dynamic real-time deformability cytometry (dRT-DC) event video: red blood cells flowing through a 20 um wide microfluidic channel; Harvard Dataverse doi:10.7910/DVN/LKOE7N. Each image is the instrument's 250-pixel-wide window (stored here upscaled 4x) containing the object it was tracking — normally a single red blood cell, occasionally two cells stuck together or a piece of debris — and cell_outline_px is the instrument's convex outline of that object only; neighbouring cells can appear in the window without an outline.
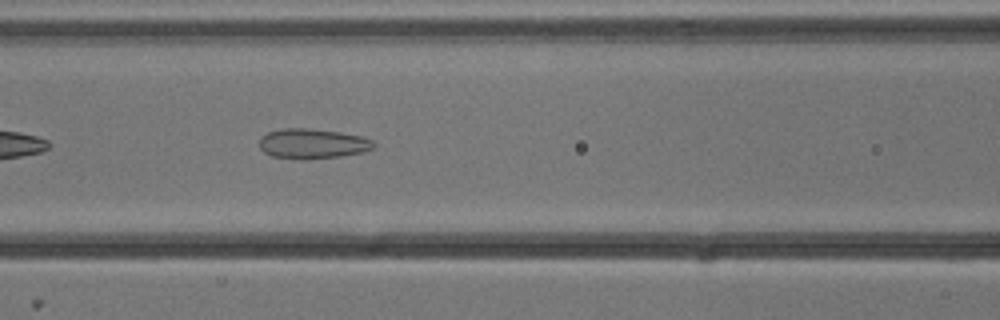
{"species": "common noctule bat (a hibernating species)", "species_latin": "Nyctalus noctula", "temperature_condition": "cold", "stored_images_in_passage": 7, "camera_frame_rate_fps": 3000, "um_per_image_px": 0.085, "animal": {"sex": "male", "body_mass_g": 13.3}, "frame": {"image": 1, "passage_image": 7, "time_ms": 2.0, "image_size_px": [1000, 320], "cell_outline_px": [[376, 148], [364, 152], [340, 156], [308, 160], [300, 160], [272, 156], [264, 152], [260, 148], [260, 136], [268, 132], [284, 128], [308, 128], [340, 132], [364, 136], [372, 140], [376, 144]], "centroid_in_image_um": [26.6, 12.22], "position_along_channel_um": 140.0, "area_um2": 20.35}}